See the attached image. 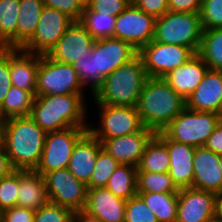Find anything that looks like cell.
Returning a JSON list of instances; mask_svg holds the SVG:
<instances>
[{"instance_id": "obj_10", "label": "cell", "mask_w": 222, "mask_h": 222, "mask_svg": "<svg viewBox=\"0 0 222 222\" xmlns=\"http://www.w3.org/2000/svg\"><path fill=\"white\" fill-rule=\"evenodd\" d=\"M43 177L49 202L72 211L85 207L88 187L79 181L68 168L45 173Z\"/></svg>"}, {"instance_id": "obj_50", "label": "cell", "mask_w": 222, "mask_h": 222, "mask_svg": "<svg viewBox=\"0 0 222 222\" xmlns=\"http://www.w3.org/2000/svg\"><path fill=\"white\" fill-rule=\"evenodd\" d=\"M214 218L222 220V192L215 194Z\"/></svg>"}, {"instance_id": "obj_34", "label": "cell", "mask_w": 222, "mask_h": 222, "mask_svg": "<svg viewBox=\"0 0 222 222\" xmlns=\"http://www.w3.org/2000/svg\"><path fill=\"white\" fill-rule=\"evenodd\" d=\"M179 190L168 172H137V192L178 193Z\"/></svg>"}, {"instance_id": "obj_47", "label": "cell", "mask_w": 222, "mask_h": 222, "mask_svg": "<svg viewBox=\"0 0 222 222\" xmlns=\"http://www.w3.org/2000/svg\"><path fill=\"white\" fill-rule=\"evenodd\" d=\"M204 146L216 154H222V120L213 130Z\"/></svg>"}, {"instance_id": "obj_35", "label": "cell", "mask_w": 222, "mask_h": 222, "mask_svg": "<svg viewBox=\"0 0 222 222\" xmlns=\"http://www.w3.org/2000/svg\"><path fill=\"white\" fill-rule=\"evenodd\" d=\"M118 165L117 160L101 149L97 155L90 182L87 184L88 189L106 187Z\"/></svg>"}, {"instance_id": "obj_30", "label": "cell", "mask_w": 222, "mask_h": 222, "mask_svg": "<svg viewBox=\"0 0 222 222\" xmlns=\"http://www.w3.org/2000/svg\"><path fill=\"white\" fill-rule=\"evenodd\" d=\"M137 194L156 215L158 222H176L177 193L138 192Z\"/></svg>"}, {"instance_id": "obj_53", "label": "cell", "mask_w": 222, "mask_h": 222, "mask_svg": "<svg viewBox=\"0 0 222 222\" xmlns=\"http://www.w3.org/2000/svg\"><path fill=\"white\" fill-rule=\"evenodd\" d=\"M219 116H220V118H221V120H222V106H221V109H220V111H219Z\"/></svg>"}, {"instance_id": "obj_16", "label": "cell", "mask_w": 222, "mask_h": 222, "mask_svg": "<svg viewBox=\"0 0 222 222\" xmlns=\"http://www.w3.org/2000/svg\"><path fill=\"white\" fill-rule=\"evenodd\" d=\"M176 222H210L214 218L215 194L192 187L177 193Z\"/></svg>"}, {"instance_id": "obj_21", "label": "cell", "mask_w": 222, "mask_h": 222, "mask_svg": "<svg viewBox=\"0 0 222 222\" xmlns=\"http://www.w3.org/2000/svg\"><path fill=\"white\" fill-rule=\"evenodd\" d=\"M101 142L87 131L75 144L68 164V170L81 182H90Z\"/></svg>"}, {"instance_id": "obj_39", "label": "cell", "mask_w": 222, "mask_h": 222, "mask_svg": "<svg viewBox=\"0 0 222 222\" xmlns=\"http://www.w3.org/2000/svg\"><path fill=\"white\" fill-rule=\"evenodd\" d=\"M199 13L203 30L222 28V0H203Z\"/></svg>"}, {"instance_id": "obj_41", "label": "cell", "mask_w": 222, "mask_h": 222, "mask_svg": "<svg viewBox=\"0 0 222 222\" xmlns=\"http://www.w3.org/2000/svg\"><path fill=\"white\" fill-rule=\"evenodd\" d=\"M44 6L66 14L73 21H80L85 4L81 0H44Z\"/></svg>"}, {"instance_id": "obj_29", "label": "cell", "mask_w": 222, "mask_h": 222, "mask_svg": "<svg viewBox=\"0 0 222 222\" xmlns=\"http://www.w3.org/2000/svg\"><path fill=\"white\" fill-rule=\"evenodd\" d=\"M35 96L28 91L11 86L0 106V122L30 115Z\"/></svg>"}, {"instance_id": "obj_7", "label": "cell", "mask_w": 222, "mask_h": 222, "mask_svg": "<svg viewBox=\"0 0 222 222\" xmlns=\"http://www.w3.org/2000/svg\"><path fill=\"white\" fill-rule=\"evenodd\" d=\"M83 85L73 65L39 55L36 96L84 95Z\"/></svg>"}, {"instance_id": "obj_9", "label": "cell", "mask_w": 222, "mask_h": 222, "mask_svg": "<svg viewBox=\"0 0 222 222\" xmlns=\"http://www.w3.org/2000/svg\"><path fill=\"white\" fill-rule=\"evenodd\" d=\"M195 54L189 47L153 40L138 51L147 76L156 78H163L170 71L182 66Z\"/></svg>"}, {"instance_id": "obj_54", "label": "cell", "mask_w": 222, "mask_h": 222, "mask_svg": "<svg viewBox=\"0 0 222 222\" xmlns=\"http://www.w3.org/2000/svg\"><path fill=\"white\" fill-rule=\"evenodd\" d=\"M85 5L90 1V0H81Z\"/></svg>"}, {"instance_id": "obj_4", "label": "cell", "mask_w": 222, "mask_h": 222, "mask_svg": "<svg viewBox=\"0 0 222 222\" xmlns=\"http://www.w3.org/2000/svg\"><path fill=\"white\" fill-rule=\"evenodd\" d=\"M147 78L141 57L137 55L104 79L94 100L100 104L137 107Z\"/></svg>"}, {"instance_id": "obj_2", "label": "cell", "mask_w": 222, "mask_h": 222, "mask_svg": "<svg viewBox=\"0 0 222 222\" xmlns=\"http://www.w3.org/2000/svg\"><path fill=\"white\" fill-rule=\"evenodd\" d=\"M186 107V101L163 79L148 77L141 91L137 109L145 128L156 133Z\"/></svg>"}, {"instance_id": "obj_52", "label": "cell", "mask_w": 222, "mask_h": 222, "mask_svg": "<svg viewBox=\"0 0 222 222\" xmlns=\"http://www.w3.org/2000/svg\"><path fill=\"white\" fill-rule=\"evenodd\" d=\"M219 164H220V167L222 168V154H220Z\"/></svg>"}, {"instance_id": "obj_23", "label": "cell", "mask_w": 222, "mask_h": 222, "mask_svg": "<svg viewBox=\"0 0 222 222\" xmlns=\"http://www.w3.org/2000/svg\"><path fill=\"white\" fill-rule=\"evenodd\" d=\"M208 69L207 64L196 53L182 66L170 71L163 79L186 101L198 87Z\"/></svg>"}, {"instance_id": "obj_8", "label": "cell", "mask_w": 222, "mask_h": 222, "mask_svg": "<svg viewBox=\"0 0 222 222\" xmlns=\"http://www.w3.org/2000/svg\"><path fill=\"white\" fill-rule=\"evenodd\" d=\"M87 131L88 128L70 127L46 133L44 149L35 171L43 176L67 168L75 144Z\"/></svg>"}, {"instance_id": "obj_33", "label": "cell", "mask_w": 222, "mask_h": 222, "mask_svg": "<svg viewBox=\"0 0 222 222\" xmlns=\"http://www.w3.org/2000/svg\"><path fill=\"white\" fill-rule=\"evenodd\" d=\"M115 15L101 14L84 7L80 23L95 40L115 37Z\"/></svg>"}, {"instance_id": "obj_49", "label": "cell", "mask_w": 222, "mask_h": 222, "mask_svg": "<svg viewBox=\"0 0 222 222\" xmlns=\"http://www.w3.org/2000/svg\"><path fill=\"white\" fill-rule=\"evenodd\" d=\"M71 222H101L94 214L85 208L75 210L72 213Z\"/></svg>"}, {"instance_id": "obj_6", "label": "cell", "mask_w": 222, "mask_h": 222, "mask_svg": "<svg viewBox=\"0 0 222 222\" xmlns=\"http://www.w3.org/2000/svg\"><path fill=\"white\" fill-rule=\"evenodd\" d=\"M220 121L217 113L193 111L185 107L162 132L175 142L196 148L206 144Z\"/></svg>"}, {"instance_id": "obj_19", "label": "cell", "mask_w": 222, "mask_h": 222, "mask_svg": "<svg viewBox=\"0 0 222 222\" xmlns=\"http://www.w3.org/2000/svg\"><path fill=\"white\" fill-rule=\"evenodd\" d=\"M156 136L167 146L170 157L168 173L176 186L179 189L192 187L195 147L175 142L169 139L162 131L157 132Z\"/></svg>"}, {"instance_id": "obj_5", "label": "cell", "mask_w": 222, "mask_h": 222, "mask_svg": "<svg viewBox=\"0 0 222 222\" xmlns=\"http://www.w3.org/2000/svg\"><path fill=\"white\" fill-rule=\"evenodd\" d=\"M203 28L200 13L167 11L156 18L153 41L191 48L198 53Z\"/></svg>"}, {"instance_id": "obj_27", "label": "cell", "mask_w": 222, "mask_h": 222, "mask_svg": "<svg viewBox=\"0 0 222 222\" xmlns=\"http://www.w3.org/2000/svg\"><path fill=\"white\" fill-rule=\"evenodd\" d=\"M20 0H0V45L17 49V20Z\"/></svg>"}, {"instance_id": "obj_43", "label": "cell", "mask_w": 222, "mask_h": 222, "mask_svg": "<svg viewBox=\"0 0 222 222\" xmlns=\"http://www.w3.org/2000/svg\"><path fill=\"white\" fill-rule=\"evenodd\" d=\"M12 86L9 71V48L0 49V106Z\"/></svg>"}, {"instance_id": "obj_3", "label": "cell", "mask_w": 222, "mask_h": 222, "mask_svg": "<svg viewBox=\"0 0 222 222\" xmlns=\"http://www.w3.org/2000/svg\"><path fill=\"white\" fill-rule=\"evenodd\" d=\"M84 95L36 96L30 117L46 133L70 127L89 128L85 125Z\"/></svg>"}, {"instance_id": "obj_17", "label": "cell", "mask_w": 222, "mask_h": 222, "mask_svg": "<svg viewBox=\"0 0 222 222\" xmlns=\"http://www.w3.org/2000/svg\"><path fill=\"white\" fill-rule=\"evenodd\" d=\"M94 42L95 39L85 27L79 21H74L47 55L57 62L73 65L92 50Z\"/></svg>"}, {"instance_id": "obj_15", "label": "cell", "mask_w": 222, "mask_h": 222, "mask_svg": "<svg viewBox=\"0 0 222 222\" xmlns=\"http://www.w3.org/2000/svg\"><path fill=\"white\" fill-rule=\"evenodd\" d=\"M155 135L154 130L144 127L137 133L99 141L102 149L117 160L119 164L137 167L147 144Z\"/></svg>"}, {"instance_id": "obj_20", "label": "cell", "mask_w": 222, "mask_h": 222, "mask_svg": "<svg viewBox=\"0 0 222 222\" xmlns=\"http://www.w3.org/2000/svg\"><path fill=\"white\" fill-rule=\"evenodd\" d=\"M221 106L222 71L208 69L198 87L186 100V107L193 111L219 114Z\"/></svg>"}, {"instance_id": "obj_48", "label": "cell", "mask_w": 222, "mask_h": 222, "mask_svg": "<svg viewBox=\"0 0 222 222\" xmlns=\"http://www.w3.org/2000/svg\"><path fill=\"white\" fill-rule=\"evenodd\" d=\"M14 169L12 168L4 145L0 138V179L8 176Z\"/></svg>"}, {"instance_id": "obj_40", "label": "cell", "mask_w": 222, "mask_h": 222, "mask_svg": "<svg viewBox=\"0 0 222 222\" xmlns=\"http://www.w3.org/2000/svg\"><path fill=\"white\" fill-rule=\"evenodd\" d=\"M73 211L48 202L35 211L34 222H71Z\"/></svg>"}, {"instance_id": "obj_42", "label": "cell", "mask_w": 222, "mask_h": 222, "mask_svg": "<svg viewBox=\"0 0 222 222\" xmlns=\"http://www.w3.org/2000/svg\"><path fill=\"white\" fill-rule=\"evenodd\" d=\"M130 3V0H90L86 5L97 13L118 16Z\"/></svg>"}, {"instance_id": "obj_36", "label": "cell", "mask_w": 222, "mask_h": 222, "mask_svg": "<svg viewBox=\"0 0 222 222\" xmlns=\"http://www.w3.org/2000/svg\"><path fill=\"white\" fill-rule=\"evenodd\" d=\"M125 222H158L156 215L137 194L127 200Z\"/></svg>"}, {"instance_id": "obj_25", "label": "cell", "mask_w": 222, "mask_h": 222, "mask_svg": "<svg viewBox=\"0 0 222 222\" xmlns=\"http://www.w3.org/2000/svg\"><path fill=\"white\" fill-rule=\"evenodd\" d=\"M16 206L37 211L49 202L44 177L35 170H18Z\"/></svg>"}, {"instance_id": "obj_13", "label": "cell", "mask_w": 222, "mask_h": 222, "mask_svg": "<svg viewBox=\"0 0 222 222\" xmlns=\"http://www.w3.org/2000/svg\"><path fill=\"white\" fill-rule=\"evenodd\" d=\"M73 22L59 10L44 6L33 37L21 50L37 55L48 54Z\"/></svg>"}, {"instance_id": "obj_31", "label": "cell", "mask_w": 222, "mask_h": 222, "mask_svg": "<svg viewBox=\"0 0 222 222\" xmlns=\"http://www.w3.org/2000/svg\"><path fill=\"white\" fill-rule=\"evenodd\" d=\"M137 167L119 164L106 188L115 196L128 200L137 195Z\"/></svg>"}, {"instance_id": "obj_1", "label": "cell", "mask_w": 222, "mask_h": 222, "mask_svg": "<svg viewBox=\"0 0 222 222\" xmlns=\"http://www.w3.org/2000/svg\"><path fill=\"white\" fill-rule=\"evenodd\" d=\"M46 132L30 117L0 122V138L14 170H35L44 149Z\"/></svg>"}, {"instance_id": "obj_51", "label": "cell", "mask_w": 222, "mask_h": 222, "mask_svg": "<svg viewBox=\"0 0 222 222\" xmlns=\"http://www.w3.org/2000/svg\"><path fill=\"white\" fill-rule=\"evenodd\" d=\"M210 222H222V220H219L217 218H213Z\"/></svg>"}, {"instance_id": "obj_22", "label": "cell", "mask_w": 222, "mask_h": 222, "mask_svg": "<svg viewBox=\"0 0 222 222\" xmlns=\"http://www.w3.org/2000/svg\"><path fill=\"white\" fill-rule=\"evenodd\" d=\"M127 200L115 196L106 187L88 189L85 209L101 222H125Z\"/></svg>"}, {"instance_id": "obj_37", "label": "cell", "mask_w": 222, "mask_h": 222, "mask_svg": "<svg viewBox=\"0 0 222 222\" xmlns=\"http://www.w3.org/2000/svg\"><path fill=\"white\" fill-rule=\"evenodd\" d=\"M74 69L78 73L81 83L87 85L91 82L92 95L96 93V64L94 55V44L92 50L84 54L79 60L73 64Z\"/></svg>"}, {"instance_id": "obj_24", "label": "cell", "mask_w": 222, "mask_h": 222, "mask_svg": "<svg viewBox=\"0 0 222 222\" xmlns=\"http://www.w3.org/2000/svg\"><path fill=\"white\" fill-rule=\"evenodd\" d=\"M38 65L39 55L9 48V71L12 86L31 92L35 97Z\"/></svg>"}, {"instance_id": "obj_28", "label": "cell", "mask_w": 222, "mask_h": 222, "mask_svg": "<svg viewBox=\"0 0 222 222\" xmlns=\"http://www.w3.org/2000/svg\"><path fill=\"white\" fill-rule=\"evenodd\" d=\"M170 168L167 146L155 135L147 144L137 166L138 172L165 173Z\"/></svg>"}, {"instance_id": "obj_38", "label": "cell", "mask_w": 222, "mask_h": 222, "mask_svg": "<svg viewBox=\"0 0 222 222\" xmlns=\"http://www.w3.org/2000/svg\"><path fill=\"white\" fill-rule=\"evenodd\" d=\"M18 190V170L0 179V213L16 206Z\"/></svg>"}, {"instance_id": "obj_14", "label": "cell", "mask_w": 222, "mask_h": 222, "mask_svg": "<svg viewBox=\"0 0 222 222\" xmlns=\"http://www.w3.org/2000/svg\"><path fill=\"white\" fill-rule=\"evenodd\" d=\"M96 92L104 79L120 66L138 55V51L128 42L115 37L95 40Z\"/></svg>"}, {"instance_id": "obj_26", "label": "cell", "mask_w": 222, "mask_h": 222, "mask_svg": "<svg viewBox=\"0 0 222 222\" xmlns=\"http://www.w3.org/2000/svg\"><path fill=\"white\" fill-rule=\"evenodd\" d=\"M44 2L20 0L17 20V49H21L34 35Z\"/></svg>"}, {"instance_id": "obj_45", "label": "cell", "mask_w": 222, "mask_h": 222, "mask_svg": "<svg viewBox=\"0 0 222 222\" xmlns=\"http://www.w3.org/2000/svg\"><path fill=\"white\" fill-rule=\"evenodd\" d=\"M133 3L155 18L163 16L168 11V0H134Z\"/></svg>"}, {"instance_id": "obj_11", "label": "cell", "mask_w": 222, "mask_h": 222, "mask_svg": "<svg viewBox=\"0 0 222 222\" xmlns=\"http://www.w3.org/2000/svg\"><path fill=\"white\" fill-rule=\"evenodd\" d=\"M97 104L101 108V128H88L96 139H112L137 133L144 128L137 107Z\"/></svg>"}, {"instance_id": "obj_18", "label": "cell", "mask_w": 222, "mask_h": 222, "mask_svg": "<svg viewBox=\"0 0 222 222\" xmlns=\"http://www.w3.org/2000/svg\"><path fill=\"white\" fill-rule=\"evenodd\" d=\"M219 160L220 155L205 146L195 148L192 188L214 194L222 192V168Z\"/></svg>"}, {"instance_id": "obj_46", "label": "cell", "mask_w": 222, "mask_h": 222, "mask_svg": "<svg viewBox=\"0 0 222 222\" xmlns=\"http://www.w3.org/2000/svg\"><path fill=\"white\" fill-rule=\"evenodd\" d=\"M203 0H168V11L195 13L200 12Z\"/></svg>"}, {"instance_id": "obj_44", "label": "cell", "mask_w": 222, "mask_h": 222, "mask_svg": "<svg viewBox=\"0 0 222 222\" xmlns=\"http://www.w3.org/2000/svg\"><path fill=\"white\" fill-rule=\"evenodd\" d=\"M35 211L15 206L0 213L2 222H34Z\"/></svg>"}, {"instance_id": "obj_32", "label": "cell", "mask_w": 222, "mask_h": 222, "mask_svg": "<svg viewBox=\"0 0 222 222\" xmlns=\"http://www.w3.org/2000/svg\"><path fill=\"white\" fill-rule=\"evenodd\" d=\"M197 54L209 69L222 71V28L203 30Z\"/></svg>"}, {"instance_id": "obj_12", "label": "cell", "mask_w": 222, "mask_h": 222, "mask_svg": "<svg viewBox=\"0 0 222 222\" xmlns=\"http://www.w3.org/2000/svg\"><path fill=\"white\" fill-rule=\"evenodd\" d=\"M156 18L131 2L115 21V38L130 43L137 51L149 44L155 33Z\"/></svg>"}]
</instances>
